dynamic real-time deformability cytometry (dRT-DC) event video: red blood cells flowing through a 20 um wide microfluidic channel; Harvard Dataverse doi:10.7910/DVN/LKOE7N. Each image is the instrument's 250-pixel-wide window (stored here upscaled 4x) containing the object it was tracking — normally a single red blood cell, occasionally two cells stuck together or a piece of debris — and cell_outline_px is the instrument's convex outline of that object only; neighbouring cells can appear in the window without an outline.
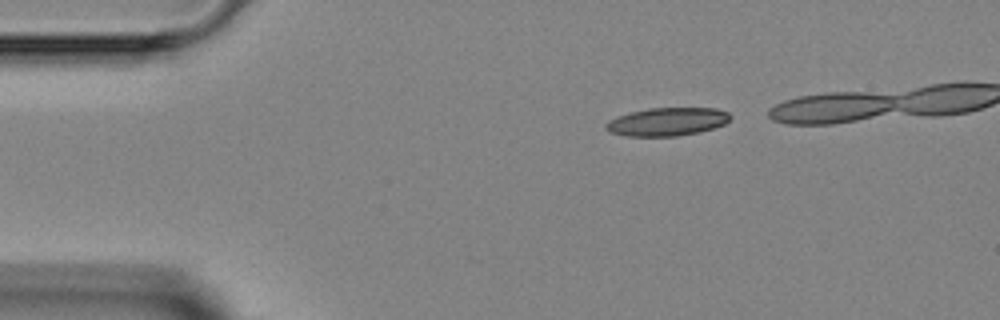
{"species": "Egyptian fruit bat (a non-hibernating species)", "species_latin": "Rousettus aegyptiacus", "temperature_condition": "room temperature", "stored_images_in_passage": 4, "camera_frame_rate_fps": 3000, "um_per_image_px": 0.085, "animal": {"sex": "female"}, "frame": {"image": 1, "passage_image": 1, "time_ms": 0.0, "image_size_px": [1000, 320], "cell_outline_px": [[732, 116], [724, 124], [700, 132], [676, 136], [628, 136], [608, 132], [604, 128], [604, 124], [608, 120], [616, 116], [648, 108], [716, 108], [728, 112]], "centroid_in_image_um": [56.67, 10.34], "position_along_channel_um": 28.3, "area_um2": 20.52}}
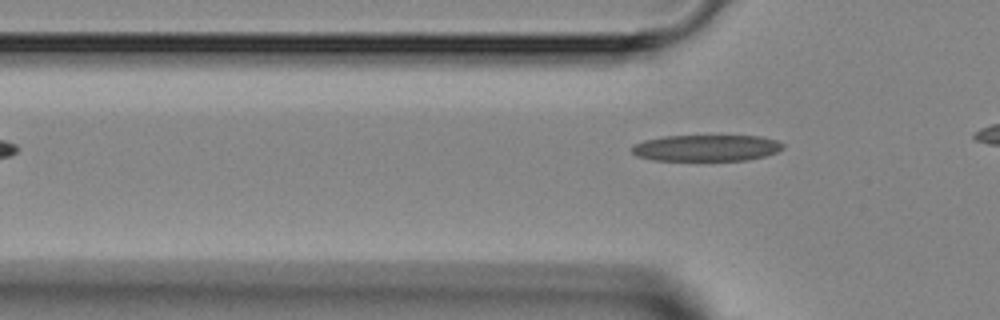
{"frame": {"image": 2, "passage_image": 4, "time_ms": 3.667, "image_size_px": [1000, 320], "cell_outline_px": [[784, 148], [776, 152], [764, 156], [748, 160], [652, 160], [636, 156], [632, 152], [632, 144], [644, 140], [664, 136], [760, 136], [776, 140], [784, 144]], "centroid_in_image_um": [60.02, 12.57], "position_along_channel_um": 65.8, "area_um2": 23.24}}